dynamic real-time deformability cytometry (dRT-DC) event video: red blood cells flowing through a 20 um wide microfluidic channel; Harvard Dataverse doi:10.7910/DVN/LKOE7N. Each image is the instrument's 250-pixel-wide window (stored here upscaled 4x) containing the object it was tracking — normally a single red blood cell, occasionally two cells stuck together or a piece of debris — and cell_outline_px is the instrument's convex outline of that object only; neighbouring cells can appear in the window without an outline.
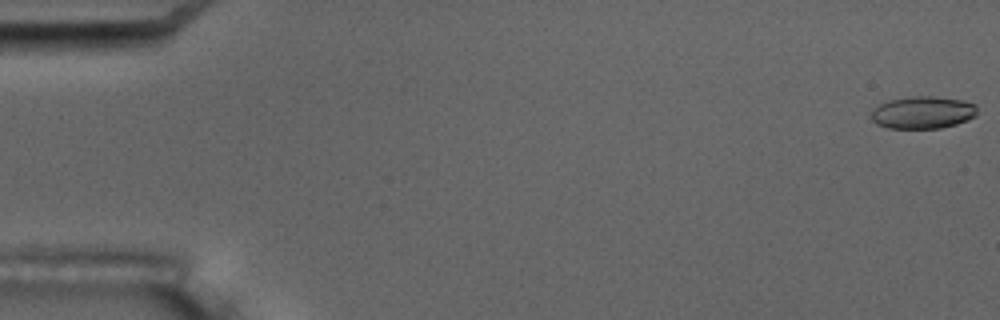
{"species": "common noctule bat (a hibernating species)", "species_latin": "Nyctalus noctula", "temperature_condition": "room temperature", "stored_images_in_passage": 5, "segment_of_instrument_passage": [2, 2], "camera_frame_rate_fps": 3000, "um_per_image_px": 0.085, "animal": {"sex": "male", "body_mass_g": 17.5, "forearm_length_mm": 52.3}, "frame": {"image": 1, "passage_image": 5, "time_ms": 5.0, "image_size_px": [1000, 320], "cell_outline_px": [[976, 116], [968, 120], [956, 124], [940, 128], [888, 128], [876, 124], [872, 120], [872, 108], [888, 100], [912, 96], [932, 96], [964, 100], [976, 104]], "centroid_in_image_um": [78.44, 9.55], "position_along_channel_um": 6.6, "area_um2": 20.11}}